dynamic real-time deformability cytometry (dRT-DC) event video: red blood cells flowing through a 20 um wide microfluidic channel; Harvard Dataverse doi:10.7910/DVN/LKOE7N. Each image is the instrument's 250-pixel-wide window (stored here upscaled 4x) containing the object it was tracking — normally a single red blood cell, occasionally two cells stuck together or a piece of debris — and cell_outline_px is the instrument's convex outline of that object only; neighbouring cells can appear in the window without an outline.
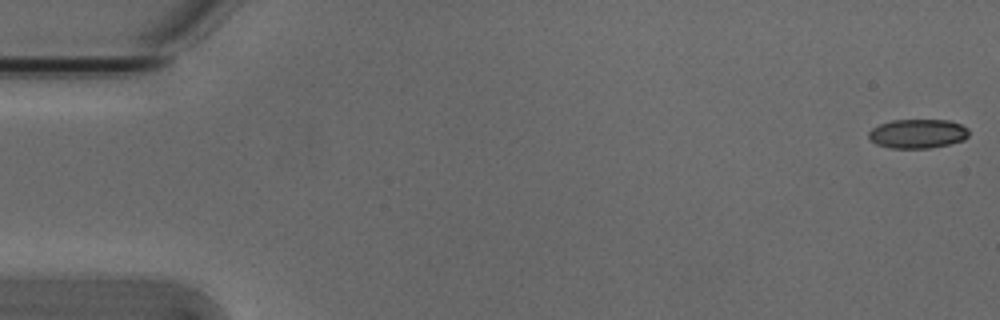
{"species": "Egyptian fruit bat (a non-hibernating species)", "species_latin": "Rousettus aegyptiacus", "temperature_condition": "cold", "stored_images_in_passage": 6, "camera_frame_rate_fps": 3000, "um_per_image_px": 0.085, "animal": {"sex": "male"}, "frame": {"image": 1, "passage_image": 1, "time_ms": 0.0, "image_size_px": [1000, 320], "cell_outline_px": [[968, 136], [964, 140], [948, 144], [928, 148], [892, 148], [876, 144], [868, 136], [868, 132], [872, 128], [880, 124], [892, 120], [948, 120], [960, 124], [968, 128]], "centroid_in_image_um": [78.0, 11.36], "position_along_channel_um": 7.0, "area_um2": 16.94}}
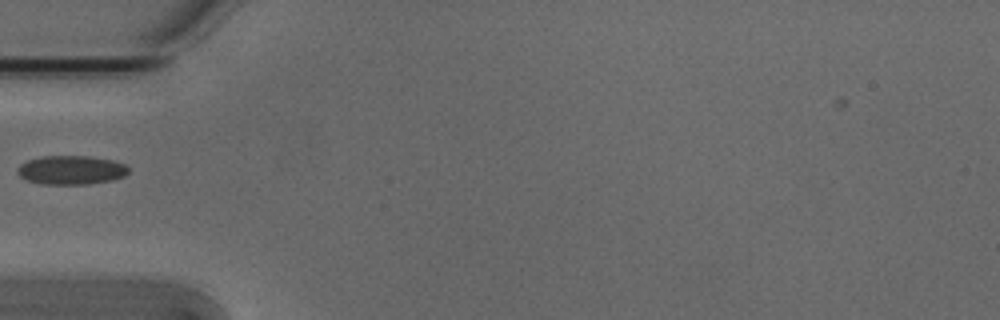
{"frame": {"image": 2, "passage_image": 5, "time_ms": 1.333, "image_size_px": [1000, 320], "cell_outline_px": [[128, 172], [124, 176], [112, 180], [88, 184], [44, 184], [28, 180], [20, 176], [16, 172], [16, 168], [20, 164], [28, 160], [40, 156], [92, 156], [112, 160], [124, 164], [128, 168]], "centroid_in_image_um": [6.03, 14.44], "position_along_channel_um": 79.0, "area_um2": 18.73}}
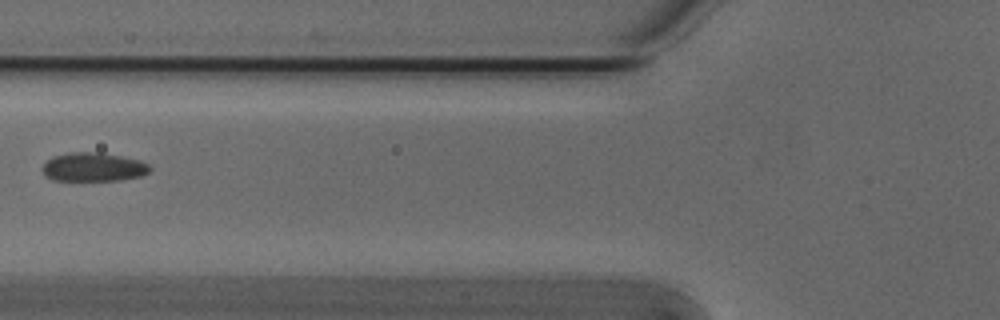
{"frame": {"image": 3, "passage_image": 6, "time_ms": 1.667, "image_size_px": [1000, 320], "cell_outline_px": [[152, 168], [148, 172], [140, 176], [120, 180], [52, 180], [44, 176], [40, 168], [52, 156], [68, 152], [92, 152], [120, 156], [136, 160], [148, 164]], "centroid_in_image_um": [7.86, 14.2], "position_along_channel_um": 117.9, "area_um2": 17.92}}